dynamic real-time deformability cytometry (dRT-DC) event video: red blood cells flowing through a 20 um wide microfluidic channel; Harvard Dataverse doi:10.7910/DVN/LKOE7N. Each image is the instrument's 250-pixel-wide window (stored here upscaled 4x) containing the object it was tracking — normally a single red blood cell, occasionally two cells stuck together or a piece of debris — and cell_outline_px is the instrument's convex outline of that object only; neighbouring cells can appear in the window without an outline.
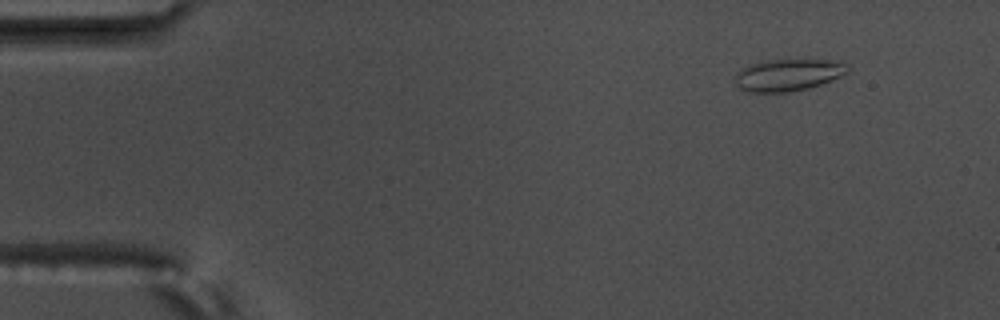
{"species": "common noctule bat (a hibernating species)", "species_latin": "Nyctalus noctula", "temperature_condition": "warm", "stored_images_in_passage": 7, "camera_frame_rate_fps": 3000, "um_per_image_px": 0.085, "animal": {"sex": "male", "body_mass_g": 17.5, "forearm_length_mm": 52.3}, "frame": {"image": 1, "passage_image": 2, "time_ms": 0.333, "image_size_px": [1000, 320], "cell_outline_px": [[852, 68], [848, 72], [832, 80], [808, 88], [788, 92], [748, 92], [740, 88], [736, 84], [736, 76], [744, 68], [752, 64], [768, 60], [840, 60], [848, 64]], "centroid_in_image_um": [67.08, 6.36], "position_along_channel_um": 17.9, "area_um2": 20.81}}
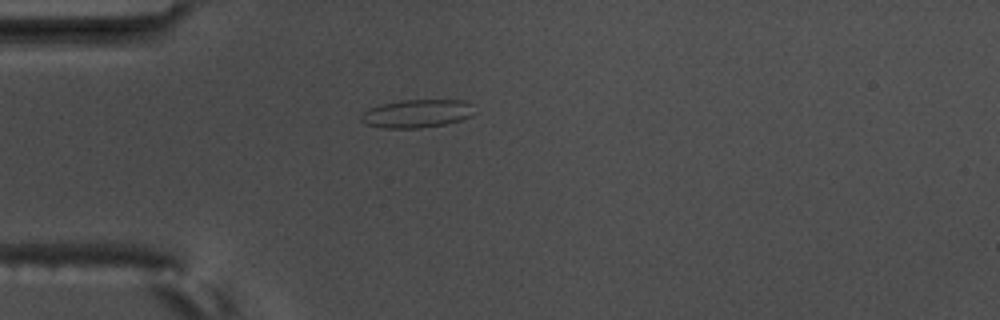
{"frame": {"image": 2, "passage_image": 4, "time_ms": 1.0, "image_size_px": [1000, 320], "cell_outline_px": [[472, 116], [460, 120], [444, 124], [420, 128], [384, 128], [368, 124], [360, 120], [360, 116], [364, 112], [380, 104], [400, 100], [464, 100], [468, 104]], "centroid_in_image_um": [35.39, 9.65], "position_along_channel_um": 49.6, "area_um2": 18.21}}
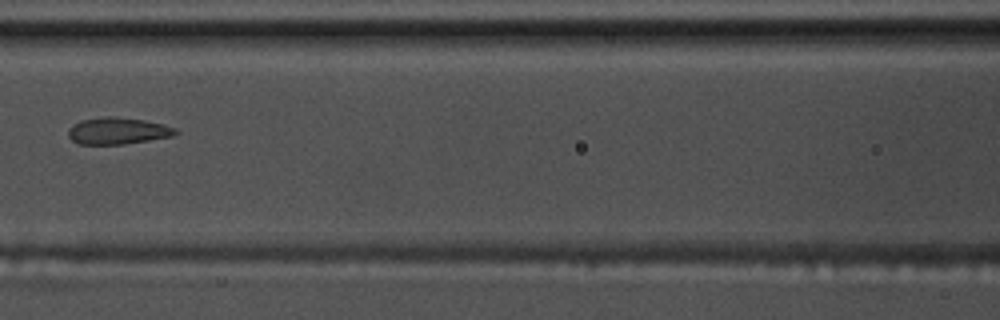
{"frame": {"image": 3, "passage_image": 7, "time_ms": 2.0, "image_size_px": [1000, 320], "cell_outline_px": [[180, 132], [172, 136], [124, 144], [76, 144], [68, 136], [68, 128], [80, 120], [108, 116], [116, 116], [144, 120], [164, 124], [176, 128]], "centroid_in_image_um": [10.0, 11.12], "position_along_channel_um": 156.6, "area_um2": 16.82}}